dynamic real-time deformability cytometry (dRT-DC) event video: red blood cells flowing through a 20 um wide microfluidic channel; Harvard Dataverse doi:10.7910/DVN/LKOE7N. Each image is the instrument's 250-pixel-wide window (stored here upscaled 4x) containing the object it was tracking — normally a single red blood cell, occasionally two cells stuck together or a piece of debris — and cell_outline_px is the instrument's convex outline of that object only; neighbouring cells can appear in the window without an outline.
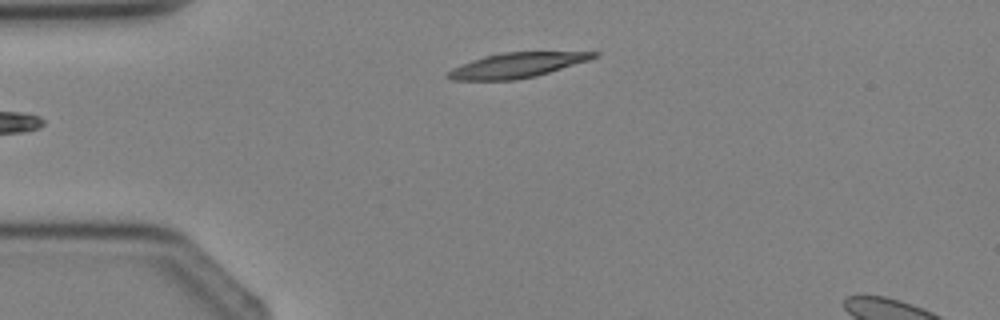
{"species": "Egyptian fruit bat (a non-hibernating species)", "species_latin": "Rousettus aegyptiacus", "temperature_condition": "cold", "stored_images_in_passage": 2, "camera_frame_rate_fps": 3000, "um_per_image_px": 0.085, "animal": {"sex": "female"}, "frame": {"image": 1, "passage_image": 2, "time_ms": 1.0, "image_size_px": [1000, 320], "cell_outline_px": [[600, 56], [588, 60], [536, 76], [516, 80], [452, 80], [444, 76], [452, 68], [460, 64], [484, 56], [504, 52], [600, 52]], "centroid_in_image_um": [43.9, 5.55], "position_along_channel_um": 41.1, "area_um2": 21.1}}